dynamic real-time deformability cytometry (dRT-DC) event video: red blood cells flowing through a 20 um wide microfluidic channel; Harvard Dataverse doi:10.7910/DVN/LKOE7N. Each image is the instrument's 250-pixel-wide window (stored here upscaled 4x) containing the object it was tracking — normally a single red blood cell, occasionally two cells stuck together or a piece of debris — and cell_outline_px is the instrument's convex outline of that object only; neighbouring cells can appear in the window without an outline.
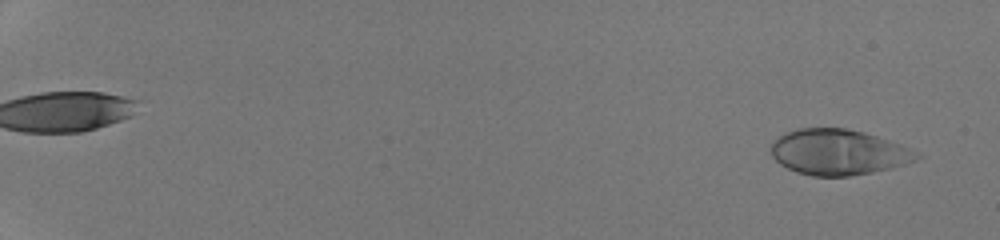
{"species": "human", "species_latin": "Homo sapiens", "temperature_condition": "room temperature", "stored_images_in_passage": 52, "camera_frame_rate_fps": 3000, "um_per_image_px": 0.085, "donor": {"sex": "male"}, "frame": {"image": 1, "passage_image": 3, "time_ms": 0.667, "image_size_px": [1000, 240], "cell_outline_px": [[924, 156], [916, 160], [892, 168], [872, 172], [848, 176], [812, 176], [796, 172], [780, 164], [772, 156], [772, 140], [784, 132], [796, 128], [844, 128], [864, 132], [900, 144], [920, 152]], "centroid_in_image_um": [71.26, 12.93], "position_along_channel_um": 13.7, "area_um2": 38.9}}
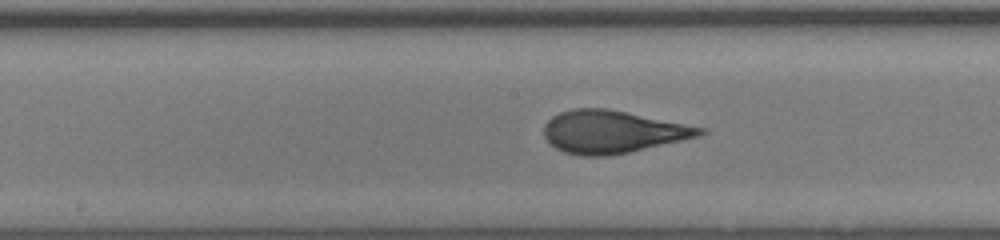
{"frame": {"image": 2, "passage_image": 31, "time_ms": 10.0, "image_size_px": [1000, 240], "cell_outline_px": [[708, 132], [700, 136], [628, 152], [608, 156], [584, 156], [564, 152], [556, 148], [544, 136], [544, 124], [552, 116], [560, 112], [572, 108], [608, 108], [708, 128]], "centroid_in_image_um": [52.08, 11.19], "position_along_channel_um": 196.1, "area_um2": 38.78}}
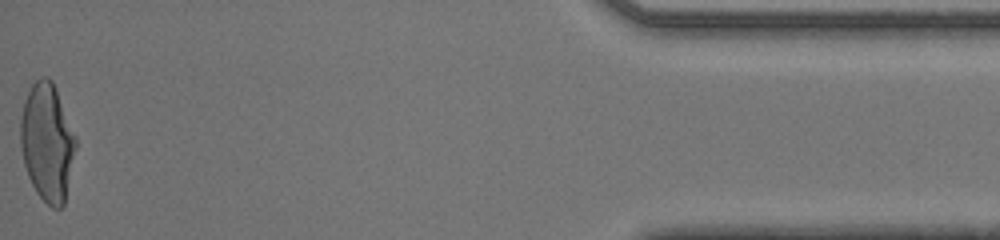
{"frame": {"image": 3, "passage_image": 52, "time_ms": 17.0, "image_size_px": [1000, 240], "cell_outline_px": [[76, 148], [64, 204], [60, 208], [52, 208], [36, 192], [28, 176], [24, 164], [20, 148], [20, 116], [24, 100], [32, 84], [40, 76], [48, 76], [52, 80], [56, 88], [76, 136]], "centroid_in_image_um": [4.0, 12.06], "position_along_channel_um": 431.2, "area_um2": 38.09}, "authors_computed_cell_mechanics": {"area_um2": 38.0613, "velocity_mm_per_s": 4.2977, "shape_relaxation_time_tau1_ms": 3.9429, "shape_relaxation_time_tau2_ms": null, "deformation_change_tau1": 0.2083, "deformation_change_tau2": null}}